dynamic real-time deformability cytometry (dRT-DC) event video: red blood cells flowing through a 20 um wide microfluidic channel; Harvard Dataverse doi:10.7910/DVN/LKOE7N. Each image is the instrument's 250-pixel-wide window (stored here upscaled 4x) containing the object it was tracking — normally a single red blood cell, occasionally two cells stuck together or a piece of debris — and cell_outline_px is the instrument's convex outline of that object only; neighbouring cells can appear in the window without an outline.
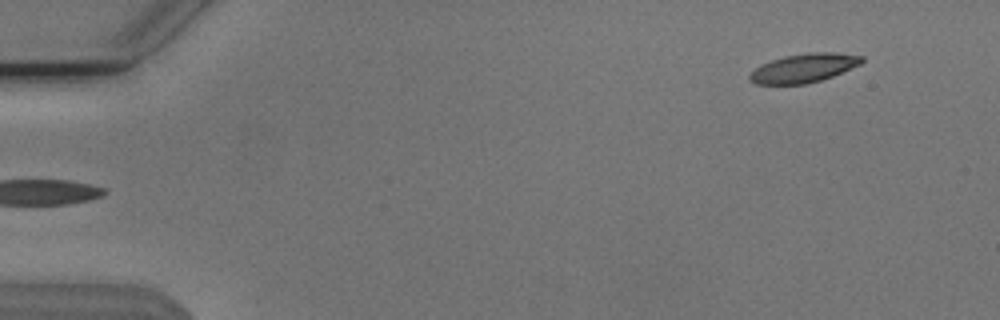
{"species": "Egyptian fruit bat (a non-hibernating species)", "species_latin": "Rousettus aegyptiacus", "temperature_condition": "cold", "stored_images_in_passage": 50, "camera_frame_rate_fps": 3000, "um_per_image_px": 0.085, "animal": {"sex": "male"}, "frame": {"image": 1, "passage_image": 1, "time_ms": 0.0, "image_size_px": [1000, 320], "cell_outline_px": [[864, 60], [860, 64], [832, 76], [820, 80], [804, 84], [756, 84], [748, 76], [756, 68], [772, 60], [784, 56], [808, 52], [836, 52], [864, 56]], "centroid_in_image_um": [68.36, 5.77], "position_along_channel_um": 16.6, "area_um2": 18.55}}
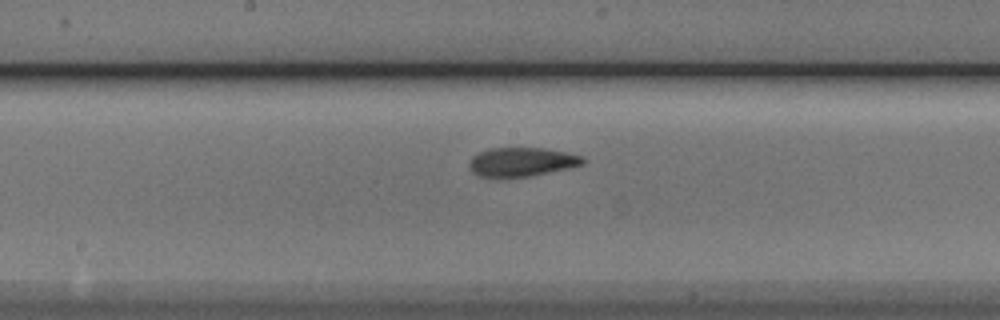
{"frame": {"image": 2, "passage_image": 25, "time_ms": 8.0, "image_size_px": [1000, 320], "cell_outline_px": [[588, 160], [584, 164], [568, 168], [532, 176], [508, 180], [480, 176], [472, 172], [468, 168], [468, 164], [472, 156], [480, 152], [492, 148], [544, 148], [584, 156]], "centroid_in_image_um": [44.33, 13.8], "position_along_channel_um": 203.9, "area_um2": 19.83}}
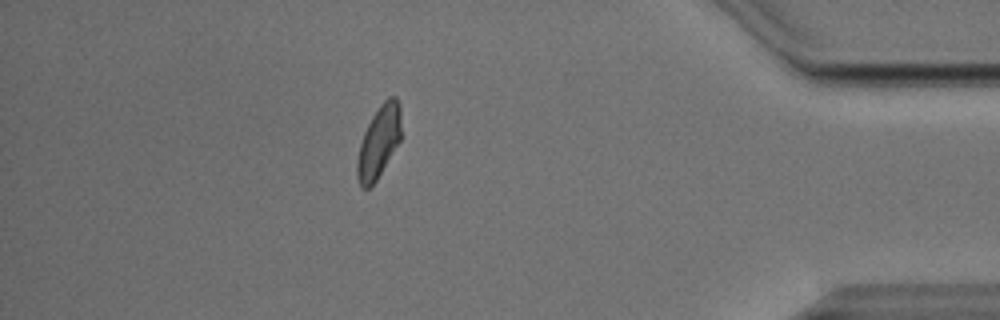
{"frame": {"image": 3, "passage_image": 44, "time_ms": 14.333, "image_size_px": [1000, 320], "cell_outline_px": [[400, 140], [376, 180], [368, 188], [360, 188], [356, 176], [356, 164], [360, 144], [364, 132], [372, 116], [380, 104], [388, 96], [396, 96], [400, 104]], "centroid_in_image_um": [32.18, 12.04], "position_along_channel_um": 403.0, "area_um2": 18.32}, "authors_computed_cell_mechanics": {"area_um2": 19.1896, "velocity_mm_per_s": 3.7863, "shape_relaxation_time_tau1_ms": 4.478, "shape_relaxation_time_tau2_ms": 2.5142, "deformation_change_tau1": 0.168, "deformation_change_tau2": 0.099}}